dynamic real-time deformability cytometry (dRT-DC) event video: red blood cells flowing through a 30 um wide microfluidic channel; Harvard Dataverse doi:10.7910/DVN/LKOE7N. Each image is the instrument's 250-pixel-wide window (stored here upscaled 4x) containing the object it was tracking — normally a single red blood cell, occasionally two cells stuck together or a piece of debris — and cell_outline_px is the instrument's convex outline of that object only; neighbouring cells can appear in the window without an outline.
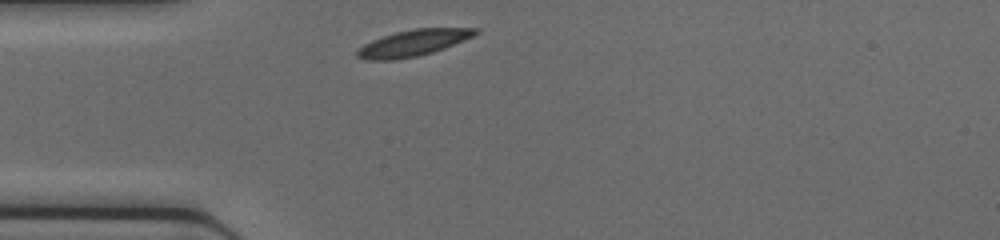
{"species": "common noctule bat (a hibernating species)", "species_latin": "Nyctalus noctula", "temperature_condition": "cold", "stored_images_in_passage": 26, "camera_frame_rate_fps": 3000, "um_per_image_px": 0.085, "animal": {"sex": "female", "body_mass_g": 17.0, "forearm_length_mm": 48.0}, "frame": {"image": 1, "passage_image": 1, "time_ms": 0.0, "image_size_px": [1000, 240], "cell_outline_px": [[480, 32], [472, 36], [444, 48], [432, 52], [416, 56], [392, 60], [364, 60], [356, 56], [356, 52], [364, 44], [372, 40], [396, 32], [412, 28], [480, 28]], "centroid_in_image_um": [35.11, 3.64], "position_along_channel_um": 49.9, "area_um2": 17.92}}
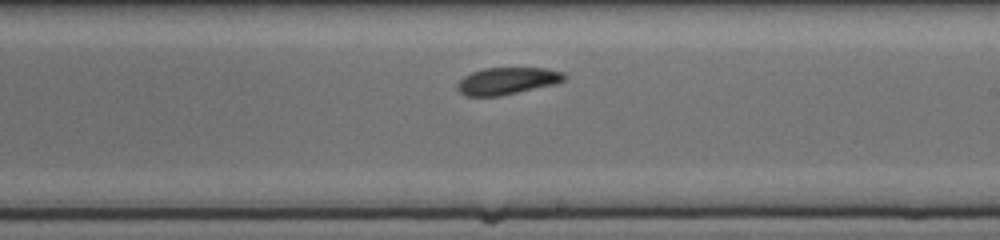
{"frame": {"image": 2, "passage_image": 15, "time_ms": 4.667, "image_size_px": [1000, 240], "cell_outline_px": [[568, 76], [564, 80], [556, 84], [500, 96], [464, 96], [456, 88], [456, 84], [464, 76], [472, 72], [484, 68], [548, 68], [564, 72]], "centroid_in_image_um": [43.13, 6.88], "position_along_channel_um": 245.9, "area_um2": 17.05}}
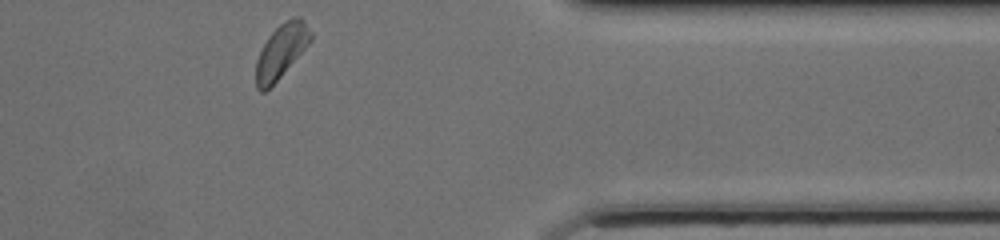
{"frame": {"image": 3, "passage_image": 26, "time_ms": 8.333, "image_size_px": [1000, 240], "cell_outline_px": [[312, 40], [280, 76], [264, 92], [260, 92], [256, 88], [256, 60], [268, 36], [284, 20], [292, 16], [300, 16], [304, 20], [312, 32]], "centroid_in_image_um": [23.91, 4.3], "position_along_channel_um": 387.5, "area_um2": 16.99}}